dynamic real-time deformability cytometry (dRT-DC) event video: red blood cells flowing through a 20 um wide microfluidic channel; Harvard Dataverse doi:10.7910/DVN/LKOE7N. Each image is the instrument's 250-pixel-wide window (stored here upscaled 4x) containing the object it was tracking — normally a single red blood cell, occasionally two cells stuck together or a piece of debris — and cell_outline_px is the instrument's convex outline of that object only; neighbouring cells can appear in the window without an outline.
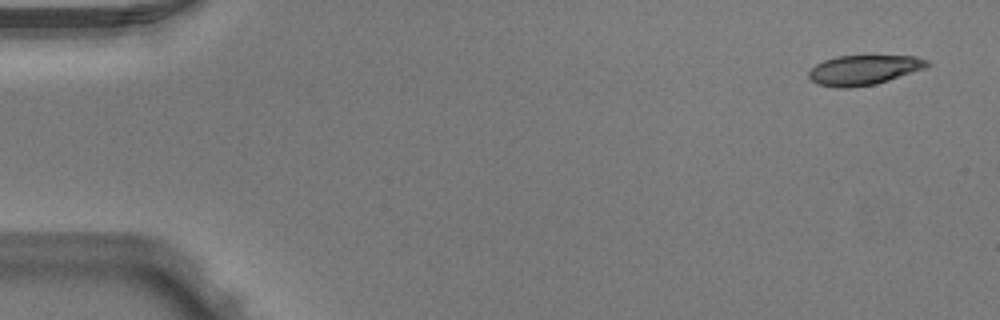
{"species": "Egyptian fruit bat (a non-hibernating species)", "species_latin": "Rousettus aegyptiacus", "temperature_condition": "warm", "stored_images_in_passage": 3, "camera_frame_rate_fps": 3000, "um_per_image_px": 0.085, "animal": {"sex": "male"}, "frame": {"image": 1, "passage_image": 1, "time_ms": 0.0, "image_size_px": [1000, 320], "cell_outline_px": [[932, 64], [928, 68], [888, 80], [872, 84], [848, 88], [840, 88], [816, 84], [808, 76], [808, 72], [816, 64], [824, 60], [836, 56], [916, 56], [928, 60]], "centroid_in_image_um": [73.45, 5.94], "position_along_channel_um": 11.5, "area_um2": 20.58}}